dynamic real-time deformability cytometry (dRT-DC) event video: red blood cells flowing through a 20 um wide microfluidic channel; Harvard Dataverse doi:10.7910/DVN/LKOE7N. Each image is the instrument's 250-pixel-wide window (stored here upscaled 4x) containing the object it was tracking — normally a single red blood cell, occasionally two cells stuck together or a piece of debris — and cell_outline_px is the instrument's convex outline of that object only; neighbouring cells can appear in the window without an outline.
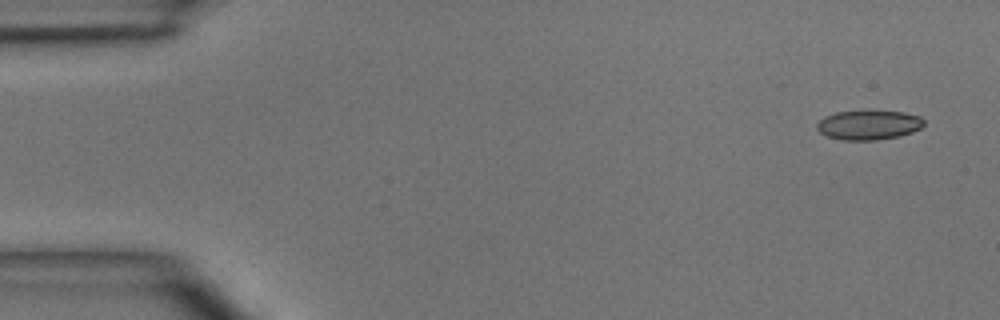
{"species": "common noctule bat (a hibernating species)", "species_latin": "Nyctalus noctula", "temperature_condition": "room temperature", "stored_images_in_passage": 3, "segment_of_instrument_passage": [2, 2], "camera_frame_rate_fps": 3000, "um_per_image_px": 0.085, "animal": {"sex": "male", "body_mass_g": 15.6}, "frame": {"image": 1, "passage_image": 3, "time_ms": 2.333, "image_size_px": [1000, 320], "cell_outline_px": [[924, 124], [920, 128], [912, 132], [896, 136], [876, 140], [844, 140], [828, 136], [820, 132], [816, 128], [816, 124], [824, 116], [836, 112], [904, 112], [920, 116], [924, 120]], "centroid_in_image_um": [73.82, 10.63], "position_along_channel_um": 11.2, "area_um2": 17.98}}